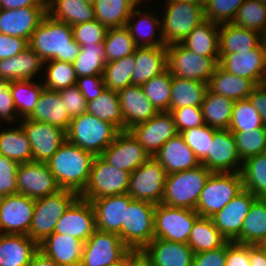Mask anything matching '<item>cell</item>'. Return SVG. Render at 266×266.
Returning <instances> with one entry per match:
<instances>
[{
	"instance_id": "6da1fadb",
	"label": "cell",
	"mask_w": 266,
	"mask_h": 266,
	"mask_svg": "<svg viewBox=\"0 0 266 266\" xmlns=\"http://www.w3.org/2000/svg\"><path fill=\"white\" fill-rule=\"evenodd\" d=\"M29 47L45 62L73 63L81 46L74 40L72 26L46 14L32 33Z\"/></svg>"
},
{
	"instance_id": "7a4b0ae2",
	"label": "cell",
	"mask_w": 266,
	"mask_h": 266,
	"mask_svg": "<svg viewBox=\"0 0 266 266\" xmlns=\"http://www.w3.org/2000/svg\"><path fill=\"white\" fill-rule=\"evenodd\" d=\"M94 157L66 140L47 164L61 189L80 195L88 184Z\"/></svg>"
},
{
	"instance_id": "3957f363",
	"label": "cell",
	"mask_w": 266,
	"mask_h": 266,
	"mask_svg": "<svg viewBox=\"0 0 266 266\" xmlns=\"http://www.w3.org/2000/svg\"><path fill=\"white\" fill-rule=\"evenodd\" d=\"M118 133L119 130L110 122L84 112L71 119L66 140L94 156H100Z\"/></svg>"
},
{
	"instance_id": "277c9868",
	"label": "cell",
	"mask_w": 266,
	"mask_h": 266,
	"mask_svg": "<svg viewBox=\"0 0 266 266\" xmlns=\"http://www.w3.org/2000/svg\"><path fill=\"white\" fill-rule=\"evenodd\" d=\"M212 173L201 164L190 170L168 174L161 203L196 210L200 193Z\"/></svg>"
},
{
	"instance_id": "5b68a950",
	"label": "cell",
	"mask_w": 266,
	"mask_h": 266,
	"mask_svg": "<svg viewBox=\"0 0 266 266\" xmlns=\"http://www.w3.org/2000/svg\"><path fill=\"white\" fill-rule=\"evenodd\" d=\"M161 17V33L165 45L182 43L189 33L202 21L204 3L185 1H166Z\"/></svg>"
},
{
	"instance_id": "8992f818",
	"label": "cell",
	"mask_w": 266,
	"mask_h": 266,
	"mask_svg": "<svg viewBox=\"0 0 266 266\" xmlns=\"http://www.w3.org/2000/svg\"><path fill=\"white\" fill-rule=\"evenodd\" d=\"M79 196L74 191L61 189L55 194L36 199L28 236L39 244L53 234L58 220Z\"/></svg>"
},
{
	"instance_id": "52a82bcc",
	"label": "cell",
	"mask_w": 266,
	"mask_h": 266,
	"mask_svg": "<svg viewBox=\"0 0 266 266\" xmlns=\"http://www.w3.org/2000/svg\"><path fill=\"white\" fill-rule=\"evenodd\" d=\"M243 190L240 172H213L200 193L195 211L211 218Z\"/></svg>"
},
{
	"instance_id": "ba28073f",
	"label": "cell",
	"mask_w": 266,
	"mask_h": 266,
	"mask_svg": "<svg viewBox=\"0 0 266 266\" xmlns=\"http://www.w3.org/2000/svg\"><path fill=\"white\" fill-rule=\"evenodd\" d=\"M155 204L132 199L122 223V242L130 250L142 251L154 238Z\"/></svg>"
},
{
	"instance_id": "9c48e42d",
	"label": "cell",
	"mask_w": 266,
	"mask_h": 266,
	"mask_svg": "<svg viewBox=\"0 0 266 266\" xmlns=\"http://www.w3.org/2000/svg\"><path fill=\"white\" fill-rule=\"evenodd\" d=\"M168 70L173 76L208 83L220 57L200 56L181 43L166 46Z\"/></svg>"
},
{
	"instance_id": "30bf717a",
	"label": "cell",
	"mask_w": 266,
	"mask_h": 266,
	"mask_svg": "<svg viewBox=\"0 0 266 266\" xmlns=\"http://www.w3.org/2000/svg\"><path fill=\"white\" fill-rule=\"evenodd\" d=\"M131 173L115 168L101 156L92 162L88 184L80 197L91 201L98 198L127 193Z\"/></svg>"
},
{
	"instance_id": "8fae6325",
	"label": "cell",
	"mask_w": 266,
	"mask_h": 266,
	"mask_svg": "<svg viewBox=\"0 0 266 266\" xmlns=\"http://www.w3.org/2000/svg\"><path fill=\"white\" fill-rule=\"evenodd\" d=\"M199 216L195 210L160 203L154 211V238L187 243L192 226Z\"/></svg>"
},
{
	"instance_id": "7c38bea8",
	"label": "cell",
	"mask_w": 266,
	"mask_h": 266,
	"mask_svg": "<svg viewBox=\"0 0 266 266\" xmlns=\"http://www.w3.org/2000/svg\"><path fill=\"white\" fill-rule=\"evenodd\" d=\"M166 176L165 169L150 156L131 173L127 193L132 199L158 205L164 196Z\"/></svg>"
},
{
	"instance_id": "4fadbf2b",
	"label": "cell",
	"mask_w": 266,
	"mask_h": 266,
	"mask_svg": "<svg viewBox=\"0 0 266 266\" xmlns=\"http://www.w3.org/2000/svg\"><path fill=\"white\" fill-rule=\"evenodd\" d=\"M129 251L118 234L96 230L84 242L80 266H110Z\"/></svg>"
},
{
	"instance_id": "5bb4252c",
	"label": "cell",
	"mask_w": 266,
	"mask_h": 266,
	"mask_svg": "<svg viewBox=\"0 0 266 266\" xmlns=\"http://www.w3.org/2000/svg\"><path fill=\"white\" fill-rule=\"evenodd\" d=\"M32 150V161L47 163L66 141V131L44 122L23 118L19 120Z\"/></svg>"
},
{
	"instance_id": "9a60e30c",
	"label": "cell",
	"mask_w": 266,
	"mask_h": 266,
	"mask_svg": "<svg viewBox=\"0 0 266 266\" xmlns=\"http://www.w3.org/2000/svg\"><path fill=\"white\" fill-rule=\"evenodd\" d=\"M111 166L132 173L150 155L129 130L119 131L113 142L100 155Z\"/></svg>"
},
{
	"instance_id": "2e32d148",
	"label": "cell",
	"mask_w": 266,
	"mask_h": 266,
	"mask_svg": "<svg viewBox=\"0 0 266 266\" xmlns=\"http://www.w3.org/2000/svg\"><path fill=\"white\" fill-rule=\"evenodd\" d=\"M17 188L19 194L34 200L61 190L48 164L35 161L20 163L17 170Z\"/></svg>"
},
{
	"instance_id": "e0dca14e",
	"label": "cell",
	"mask_w": 266,
	"mask_h": 266,
	"mask_svg": "<svg viewBox=\"0 0 266 266\" xmlns=\"http://www.w3.org/2000/svg\"><path fill=\"white\" fill-rule=\"evenodd\" d=\"M35 200L22 194L4 196L0 205V233L28 235Z\"/></svg>"
},
{
	"instance_id": "ac0fdd59",
	"label": "cell",
	"mask_w": 266,
	"mask_h": 266,
	"mask_svg": "<svg viewBox=\"0 0 266 266\" xmlns=\"http://www.w3.org/2000/svg\"><path fill=\"white\" fill-rule=\"evenodd\" d=\"M201 164L211 172H241L243 161L237 152L234 135L229 129H220L214 133L209 154Z\"/></svg>"
},
{
	"instance_id": "d6986e66",
	"label": "cell",
	"mask_w": 266,
	"mask_h": 266,
	"mask_svg": "<svg viewBox=\"0 0 266 266\" xmlns=\"http://www.w3.org/2000/svg\"><path fill=\"white\" fill-rule=\"evenodd\" d=\"M129 131L151 157H154L165 142L178 134L170 112H158L148 121L133 126Z\"/></svg>"
},
{
	"instance_id": "ffe728a7",
	"label": "cell",
	"mask_w": 266,
	"mask_h": 266,
	"mask_svg": "<svg viewBox=\"0 0 266 266\" xmlns=\"http://www.w3.org/2000/svg\"><path fill=\"white\" fill-rule=\"evenodd\" d=\"M96 230L94 208L90 201L79 196L58 220L53 233L67 234L85 242Z\"/></svg>"
},
{
	"instance_id": "44dd1931",
	"label": "cell",
	"mask_w": 266,
	"mask_h": 266,
	"mask_svg": "<svg viewBox=\"0 0 266 266\" xmlns=\"http://www.w3.org/2000/svg\"><path fill=\"white\" fill-rule=\"evenodd\" d=\"M219 65L226 71L259 85L266 72V40L249 51L222 54Z\"/></svg>"
},
{
	"instance_id": "7402d4cb",
	"label": "cell",
	"mask_w": 266,
	"mask_h": 266,
	"mask_svg": "<svg viewBox=\"0 0 266 266\" xmlns=\"http://www.w3.org/2000/svg\"><path fill=\"white\" fill-rule=\"evenodd\" d=\"M255 199L253 194L244 189L211 217L214 226L228 241L234 242L239 237L243 220Z\"/></svg>"
},
{
	"instance_id": "603a6c76",
	"label": "cell",
	"mask_w": 266,
	"mask_h": 266,
	"mask_svg": "<svg viewBox=\"0 0 266 266\" xmlns=\"http://www.w3.org/2000/svg\"><path fill=\"white\" fill-rule=\"evenodd\" d=\"M132 198L128 193L91 200L95 212L96 229L116 233L122 240V223Z\"/></svg>"
},
{
	"instance_id": "cb8c5ba5",
	"label": "cell",
	"mask_w": 266,
	"mask_h": 266,
	"mask_svg": "<svg viewBox=\"0 0 266 266\" xmlns=\"http://www.w3.org/2000/svg\"><path fill=\"white\" fill-rule=\"evenodd\" d=\"M47 14V6L0 9V33L17 36L28 42Z\"/></svg>"
},
{
	"instance_id": "d4e9b609",
	"label": "cell",
	"mask_w": 266,
	"mask_h": 266,
	"mask_svg": "<svg viewBox=\"0 0 266 266\" xmlns=\"http://www.w3.org/2000/svg\"><path fill=\"white\" fill-rule=\"evenodd\" d=\"M152 266H192L194 252L187 243L153 238L142 250Z\"/></svg>"
},
{
	"instance_id": "484cf974",
	"label": "cell",
	"mask_w": 266,
	"mask_h": 266,
	"mask_svg": "<svg viewBox=\"0 0 266 266\" xmlns=\"http://www.w3.org/2000/svg\"><path fill=\"white\" fill-rule=\"evenodd\" d=\"M83 245L70 235L53 233L38 244V250L58 266H80Z\"/></svg>"
},
{
	"instance_id": "4316f807",
	"label": "cell",
	"mask_w": 266,
	"mask_h": 266,
	"mask_svg": "<svg viewBox=\"0 0 266 266\" xmlns=\"http://www.w3.org/2000/svg\"><path fill=\"white\" fill-rule=\"evenodd\" d=\"M120 106L124 117V130L148 121L158 111L148 100L141 86L128 85L118 92Z\"/></svg>"
},
{
	"instance_id": "83f0119b",
	"label": "cell",
	"mask_w": 266,
	"mask_h": 266,
	"mask_svg": "<svg viewBox=\"0 0 266 266\" xmlns=\"http://www.w3.org/2000/svg\"><path fill=\"white\" fill-rule=\"evenodd\" d=\"M154 158L165 169L167 175L201 165L193 150L187 146L179 133L165 142Z\"/></svg>"
},
{
	"instance_id": "f1b7e54d",
	"label": "cell",
	"mask_w": 266,
	"mask_h": 266,
	"mask_svg": "<svg viewBox=\"0 0 266 266\" xmlns=\"http://www.w3.org/2000/svg\"><path fill=\"white\" fill-rule=\"evenodd\" d=\"M156 16L150 11L141 12L139 7H135L131 12L125 27L137 47H166L161 33V18Z\"/></svg>"
},
{
	"instance_id": "f546056e",
	"label": "cell",
	"mask_w": 266,
	"mask_h": 266,
	"mask_svg": "<svg viewBox=\"0 0 266 266\" xmlns=\"http://www.w3.org/2000/svg\"><path fill=\"white\" fill-rule=\"evenodd\" d=\"M133 54L136 64L131 77L133 85L142 86L168 69L166 47H137Z\"/></svg>"
},
{
	"instance_id": "4dcf8cb0",
	"label": "cell",
	"mask_w": 266,
	"mask_h": 266,
	"mask_svg": "<svg viewBox=\"0 0 266 266\" xmlns=\"http://www.w3.org/2000/svg\"><path fill=\"white\" fill-rule=\"evenodd\" d=\"M37 251L28 235L0 233V266H28Z\"/></svg>"
},
{
	"instance_id": "1f68e13d",
	"label": "cell",
	"mask_w": 266,
	"mask_h": 266,
	"mask_svg": "<svg viewBox=\"0 0 266 266\" xmlns=\"http://www.w3.org/2000/svg\"><path fill=\"white\" fill-rule=\"evenodd\" d=\"M27 118L57 126L65 131H67L71 121L59 92L45 88L41 92L33 112Z\"/></svg>"
},
{
	"instance_id": "d6a6232c",
	"label": "cell",
	"mask_w": 266,
	"mask_h": 266,
	"mask_svg": "<svg viewBox=\"0 0 266 266\" xmlns=\"http://www.w3.org/2000/svg\"><path fill=\"white\" fill-rule=\"evenodd\" d=\"M265 37L232 23H222L219 28V55L241 53L257 48Z\"/></svg>"
},
{
	"instance_id": "836d02e7",
	"label": "cell",
	"mask_w": 266,
	"mask_h": 266,
	"mask_svg": "<svg viewBox=\"0 0 266 266\" xmlns=\"http://www.w3.org/2000/svg\"><path fill=\"white\" fill-rule=\"evenodd\" d=\"M43 66H45L44 61L40 56L27 47L14 57L0 60V79L33 80Z\"/></svg>"
},
{
	"instance_id": "e575fe53",
	"label": "cell",
	"mask_w": 266,
	"mask_h": 266,
	"mask_svg": "<svg viewBox=\"0 0 266 266\" xmlns=\"http://www.w3.org/2000/svg\"><path fill=\"white\" fill-rule=\"evenodd\" d=\"M257 85L250 79L234 75L220 65L210 77L208 89L233 101L246 99Z\"/></svg>"
},
{
	"instance_id": "d590c367",
	"label": "cell",
	"mask_w": 266,
	"mask_h": 266,
	"mask_svg": "<svg viewBox=\"0 0 266 266\" xmlns=\"http://www.w3.org/2000/svg\"><path fill=\"white\" fill-rule=\"evenodd\" d=\"M219 28L220 24L205 19L189 33L181 44L200 56L220 57Z\"/></svg>"
},
{
	"instance_id": "8d00e7d4",
	"label": "cell",
	"mask_w": 266,
	"mask_h": 266,
	"mask_svg": "<svg viewBox=\"0 0 266 266\" xmlns=\"http://www.w3.org/2000/svg\"><path fill=\"white\" fill-rule=\"evenodd\" d=\"M266 241V198H256L243 220L238 244L262 245Z\"/></svg>"
},
{
	"instance_id": "74e56055",
	"label": "cell",
	"mask_w": 266,
	"mask_h": 266,
	"mask_svg": "<svg viewBox=\"0 0 266 266\" xmlns=\"http://www.w3.org/2000/svg\"><path fill=\"white\" fill-rule=\"evenodd\" d=\"M47 14L70 26L96 19L94 6L83 0H47Z\"/></svg>"
},
{
	"instance_id": "f35d334b",
	"label": "cell",
	"mask_w": 266,
	"mask_h": 266,
	"mask_svg": "<svg viewBox=\"0 0 266 266\" xmlns=\"http://www.w3.org/2000/svg\"><path fill=\"white\" fill-rule=\"evenodd\" d=\"M208 83L172 75L170 111L186 106L201 107Z\"/></svg>"
},
{
	"instance_id": "ab89813d",
	"label": "cell",
	"mask_w": 266,
	"mask_h": 266,
	"mask_svg": "<svg viewBox=\"0 0 266 266\" xmlns=\"http://www.w3.org/2000/svg\"><path fill=\"white\" fill-rule=\"evenodd\" d=\"M228 240L214 226L211 218L199 216L191 229L187 244L194 254L218 249L224 246Z\"/></svg>"
},
{
	"instance_id": "60d3db41",
	"label": "cell",
	"mask_w": 266,
	"mask_h": 266,
	"mask_svg": "<svg viewBox=\"0 0 266 266\" xmlns=\"http://www.w3.org/2000/svg\"><path fill=\"white\" fill-rule=\"evenodd\" d=\"M234 101L225 96L206 91L201 105L204 122L215 129H228Z\"/></svg>"
},
{
	"instance_id": "b9f144b4",
	"label": "cell",
	"mask_w": 266,
	"mask_h": 266,
	"mask_svg": "<svg viewBox=\"0 0 266 266\" xmlns=\"http://www.w3.org/2000/svg\"><path fill=\"white\" fill-rule=\"evenodd\" d=\"M0 129L3 125H0ZM0 154L18 163L32 161L31 145L24 129L19 126L0 130Z\"/></svg>"
},
{
	"instance_id": "7bdbcfd3",
	"label": "cell",
	"mask_w": 266,
	"mask_h": 266,
	"mask_svg": "<svg viewBox=\"0 0 266 266\" xmlns=\"http://www.w3.org/2000/svg\"><path fill=\"white\" fill-rule=\"evenodd\" d=\"M86 112L110 122L119 131L124 130V117L118 92L105 88L101 95L87 103Z\"/></svg>"
},
{
	"instance_id": "ee69618b",
	"label": "cell",
	"mask_w": 266,
	"mask_h": 266,
	"mask_svg": "<svg viewBox=\"0 0 266 266\" xmlns=\"http://www.w3.org/2000/svg\"><path fill=\"white\" fill-rule=\"evenodd\" d=\"M95 18L107 29L125 27L135 5L130 0H95Z\"/></svg>"
},
{
	"instance_id": "f6af8a7d",
	"label": "cell",
	"mask_w": 266,
	"mask_h": 266,
	"mask_svg": "<svg viewBox=\"0 0 266 266\" xmlns=\"http://www.w3.org/2000/svg\"><path fill=\"white\" fill-rule=\"evenodd\" d=\"M240 173L245 190L256 198H266V152L245 159Z\"/></svg>"
},
{
	"instance_id": "bcb514c9",
	"label": "cell",
	"mask_w": 266,
	"mask_h": 266,
	"mask_svg": "<svg viewBox=\"0 0 266 266\" xmlns=\"http://www.w3.org/2000/svg\"><path fill=\"white\" fill-rule=\"evenodd\" d=\"M106 65L104 43L81 46L73 61L77 78L83 76H103Z\"/></svg>"
},
{
	"instance_id": "7dc6e473",
	"label": "cell",
	"mask_w": 266,
	"mask_h": 266,
	"mask_svg": "<svg viewBox=\"0 0 266 266\" xmlns=\"http://www.w3.org/2000/svg\"><path fill=\"white\" fill-rule=\"evenodd\" d=\"M43 89L42 81H11V93L20 119L27 118L33 112Z\"/></svg>"
},
{
	"instance_id": "c3c4849f",
	"label": "cell",
	"mask_w": 266,
	"mask_h": 266,
	"mask_svg": "<svg viewBox=\"0 0 266 266\" xmlns=\"http://www.w3.org/2000/svg\"><path fill=\"white\" fill-rule=\"evenodd\" d=\"M135 67L134 54L107 62L103 72L105 88L119 92L131 85V77Z\"/></svg>"
},
{
	"instance_id": "681fc988",
	"label": "cell",
	"mask_w": 266,
	"mask_h": 266,
	"mask_svg": "<svg viewBox=\"0 0 266 266\" xmlns=\"http://www.w3.org/2000/svg\"><path fill=\"white\" fill-rule=\"evenodd\" d=\"M231 23L256 31L266 38V6L258 0H245Z\"/></svg>"
},
{
	"instance_id": "f907efd6",
	"label": "cell",
	"mask_w": 266,
	"mask_h": 266,
	"mask_svg": "<svg viewBox=\"0 0 266 266\" xmlns=\"http://www.w3.org/2000/svg\"><path fill=\"white\" fill-rule=\"evenodd\" d=\"M137 46L126 27L109 28L105 35L106 63L132 55Z\"/></svg>"
},
{
	"instance_id": "816d5d0a",
	"label": "cell",
	"mask_w": 266,
	"mask_h": 266,
	"mask_svg": "<svg viewBox=\"0 0 266 266\" xmlns=\"http://www.w3.org/2000/svg\"><path fill=\"white\" fill-rule=\"evenodd\" d=\"M172 74L167 69L145 82L141 87L158 112H170Z\"/></svg>"
},
{
	"instance_id": "f5cc1de1",
	"label": "cell",
	"mask_w": 266,
	"mask_h": 266,
	"mask_svg": "<svg viewBox=\"0 0 266 266\" xmlns=\"http://www.w3.org/2000/svg\"><path fill=\"white\" fill-rule=\"evenodd\" d=\"M46 72L44 73L45 80L42 84L45 89L51 91H60L76 85L77 76L73 66V63L48 60L44 62Z\"/></svg>"
},
{
	"instance_id": "db71d44e",
	"label": "cell",
	"mask_w": 266,
	"mask_h": 266,
	"mask_svg": "<svg viewBox=\"0 0 266 266\" xmlns=\"http://www.w3.org/2000/svg\"><path fill=\"white\" fill-rule=\"evenodd\" d=\"M265 127L261 115L252 105L249 98L234 101L229 125L231 132H247Z\"/></svg>"
},
{
	"instance_id": "11a10c76",
	"label": "cell",
	"mask_w": 266,
	"mask_h": 266,
	"mask_svg": "<svg viewBox=\"0 0 266 266\" xmlns=\"http://www.w3.org/2000/svg\"><path fill=\"white\" fill-rule=\"evenodd\" d=\"M236 141L237 152L242 161L248 157L266 152V128L253 131L232 132Z\"/></svg>"
},
{
	"instance_id": "9f6ffc18",
	"label": "cell",
	"mask_w": 266,
	"mask_h": 266,
	"mask_svg": "<svg viewBox=\"0 0 266 266\" xmlns=\"http://www.w3.org/2000/svg\"><path fill=\"white\" fill-rule=\"evenodd\" d=\"M217 130L204 124L182 131L180 135L201 163L209 154V146Z\"/></svg>"
},
{
	"instance_id": "6f0895ef",
	"label": "cell",
	"mask_w": 266,
	"mask_h": 266,
	"mask_svg": "<svg viewBox=\"0 0 266 266\" xmlns=\"http://www.w3.org/2000/svg\"><path fill=\"white\" fill-rule=\"evenodd\" d=\"M245 0H205V19L217 24L231 23Z\"/></svg>"
},
{
	"instance_id": "680465c9",
	"label": "cell",
	"mask_w": 266,
	"mask_h": 266,
	"mask_svg": "<svg viewBox=\"0 0 266 266\" xmlns=\"http://www.w3.org/2000/svg\"><path fill=\"white\" fill-rule=\"evenodd\" d=\"M74 40L80 46L104 43L107 28L96 19L72 26Z\"/></svg>"
},
{
	"instance_id": "91938a15",
	"label": "cell",
	"mask_w": 266,
	"mask_h": 266,
	"mask_svg": "<svg viewBox=\"0 0 266 266\" xmlns=\"http://www.w3.org/2000/svg\"><path fill=\"white\" fill-rule=\"evenodd\" d=\"M178 133L205 124L201 107L186 106L170 111Z\"/></svg>"
},
{
	"instance_id": "94428289",
	"label": "cell",
	"mask_w": 266,
	"mask_h": 266,
	"mask_svg": "<svg viewBox=\"0 0 266 266\" xmlns=\"http://www.w3.org/2000/svg\"><path fill=\"white\" fill-rule=\"evenodd\" d=\"M20 163L0 154V194L3 196L18 193L17 170Z\"/></svg>"
},
{
	"instance_id": "6125c7cd",
	"label": "cell",
	"mask_w": 266,
	"mask_h": 266,
	"mask_svg": "<svg viewBox=\"0 0 266 266\" xmlns=\"http://www.w3.org/2000/svg\"><path fill=\"white\" fill-rule=\"evenodd\" d=\"M58 92L71 119L86 112L88 102L76 85Z\"/></svg>"
},
{
	"instance_id": "be15d7a7",
	"label": "cell",
	"mask_w": 266,
	"mask_h": 266,
	"mask_svg": "<svg viewBox=\"0 0 266 266\" xmlns=\"http://www.w3.org/2000/svg\"><path fill=\"white\" fill-rule=\"evenodd\" d=\"M18 117L11 93V81L0 79V120L14 123Z\"/></svg>"
},
{
	"instance_id": "e7e4bbea",
	"label": "cell",
	"mask_w": 266,
	"mask_h": 266,
	"mask_svg": "<svg viewBox=\"0 0 266 266\" xmlns=\"http://www.w3.org/2000/svg\"><path fill=\"white\" fill-rule=\"evenodd\" d=\"M76 86L81 91L87 102L97 98L105 89L103 76H83L76 81Z\"/></svg>"
},
{
	"instance_id": "03108f58",
	"label": "cell",
	"mask_w": 266,
	"mask_h": 266,
	"mask_svg": "<svg viewBox=\"0 0 266 266\" xmlns=\"http://www.w3.org/2000/svg\"><path fill=\"white\" fill-rule=\"evenodd\" d=\"M29 47L26 39L0 33V60L14 57Z\"/></svg>"
},
{
	"instance_id": "003e7915",
	"label": "cell",
	"mask_w": 266,
	"mask_h": 266,
	"mask_svg": "<svg viewBox=\"0 0 266 266\" xmlns=\"http://www.w3.org/2000/svg\"><path fill=\"white\" fill-rule=\"evenodd\" d=\"M227 243L214 250L194 254L192 266H226Z\"/></svg>"
},
{
	"instance_id": "a7ac6f4b",
	"label": "cell",
	"mask_w": 266,
	"mask_h": 266,
	"mask_svg": "<svg viewBox=\"0 0 266 266\" xmlns=\"http://www.w3.org/2000/svg\"><path fill=\"white\" fill-rule=\"evenodd\" d=\"M226 266H251L249 245L227 242Z\"/></svg>"
},
{
	"instance_id": "89a4df30",
	"label": "cell",
	"mask_w": 266,
	"mask_h": 266,
	"mask_svg": "<svg viewBox=\"0 0 266 266\" xmlns=\"http://www.w3.org/2000/svg\"><path fill=\"white\" fill-rule=\"evenodd\" d=\"M248 98L261 115L266 128V91L260 85H257Z\"/></svg>"
},
{
	"instance_id": "2644e50d",
	"label": "cell",
	"mask_w": 266,
	"mask_h": 266,
	"mask_svg": "<svg viewBox=\"0 0 266 266\" xmlns=\"http://www.w3.org/2000/svg\"><path fill=\"white\" fill-rule=\"evenodd\" d=\"M47 6V0H0V9Z\"/></svg>"
},
{
	"instance_id": "8c879c8a",
	"label": "cell",
	"mask_w": 266,
	"mask_h": 266,
	"mask_svg": "<svg viewBox=\"0 0 266 266\" xmlns=\"http://www.w3.org/2000/svg\"><path fill=\"white\" fill-rule=\"evenodd\" d=\"M251 266H266V250L262 245H249Z\"/></svg>"
},
{
	"instance_id": "753ad0ef",
	"label": "cell",
	"mask_w": 266,
	"mask_h": 266,
	"mask_svg": "<svg viewBox=\"0 0 266 266\" xmlns=\"http://www.w3.org/2000/svg\"><path fill=\"white\" fill-rule=\"evenodd\" d=\"M28 266H58L52 259L46 257L41 251H37Z\"/></svg>"
},
{
	"instance_id": "34e18365",
	"label": "cell",
	"mask_w": 266,
	"mask_h": 266,
	"mask_svg": "<svg viewBox=\"0 0 266 266\" xmlns=\"http://www.w3.org/2000/svg\"><path fill=\"white\" fill-rule=\"evenodd\" d=\"M142 254V251L130 250L123 258L118 262L111 264L110 266H131V264Z\"/></svg>"
},
{
	"instance_id": "11e5206c",
	"label": "cell",
	"mask_w": 266,
	"mask_h": 266,
	"mask_svg": "<svg viewBox=\"0 0 266 266\" xmlns=\"http://www.w3.org/2000/svg\"><path fill=\"white\" fill-rule=\"evenodd\" d=\"M131 266H152L150 261L141 254L132 264Z\"/></svg>"
},
{
	"instance_id": "2a66077c",
	"label": "cell",
	"mask_w": 266,
	"mask_h": 266,
	"mask_svg": "<svg viewBox=\"0 0 266 266\" xmlns=\"http://www.w3.org/2000/svg\"><path fill=\"white\" fill-rule=\"evenodd\" d=\"M259 85L266 91V72L263 75Z\"/></svg>"
},
{
	"instance_id": "b9fcfbb0",
	"label": "cell",
	"mask_w": 266,
	"mask_h": 266,
	"mask_svg": "<svg viewBox=\"0 0 266 266\" xmlns=\"http://www.w3.org/2000/svg\"><path fill=\"white\" fill-rule=\"evenodd\" d=\"M166 1H185V2L205 3V0H166Z\"/></svg>"
},
{
	"instance_id": "09005b40",
	"label": "cell",
	"mask_w": 266,
	"mask_h": 266,
	"mask_svg": "<svg viewBox=\"0 0 266 266\" xmlns=\"http://www.w3.org/2000/svg\"><path fill=\"white\" fill-rule=\"evenodd\" d=\"M134 5L135 7H139L140 3L143 1V0H130Z\"/></svg>"
},
{
	"instance_id": "979ff035",
	"label": "cell",
	"mask_w": 266,
	"mask_h": 266,
	"mask_svg": "<svg viewBox=\"0 0 266 266\" xmlns=\"http://www.w3.org/2000/svg\"><path fill=\"white\" fill-rule=\"evenodd\" d=\"M85 3H88L90 5H94L95 0H83Z\"/></svg>"
},
{
	"instance_id": "deb4b68c",
	"label": "cell",
	"mask_w": 266,
	"mask_h": 266,
	"mask_svg": "<svg viewBox=\"0 0 266 266\" xmlns=\"http://www.w3.org/2000/svg\"><path fill=\"white\" fill-rule=\"evenodd\" d=\"M258 1H260L262 4L266 6V0H258Z\"/></svg>"
},
{
	"instance_id": "67dfc351",
	"label": "cell",
	"mask_w": 266,
	"mask_h": 266,
	"mask_svg": "<svg viewBox=\"0 0 266 266\" xmlns=\"http://www.w3.org/2000/svg\"><path fill=\"white\" fill-rule=\"evenodd\" d=\"M3 198H4V196L0 194V205L2 203Z\"/></svg>"
},
{
	"instance_id": "b62a3aed",
	"label": "cell",
	"mask_w": 266,
	"mask_h": 266,
	"mask_svg": "<svg viewBox=\"0 0 266 266\" xmlns=\"http://www.w3.org/2000/svg\"><path fill=\"white\" fill-rule=\"evenodd\" d=\"M262 247L266 250V241L262 244Z\"/></svg>"
}]
</instances>
